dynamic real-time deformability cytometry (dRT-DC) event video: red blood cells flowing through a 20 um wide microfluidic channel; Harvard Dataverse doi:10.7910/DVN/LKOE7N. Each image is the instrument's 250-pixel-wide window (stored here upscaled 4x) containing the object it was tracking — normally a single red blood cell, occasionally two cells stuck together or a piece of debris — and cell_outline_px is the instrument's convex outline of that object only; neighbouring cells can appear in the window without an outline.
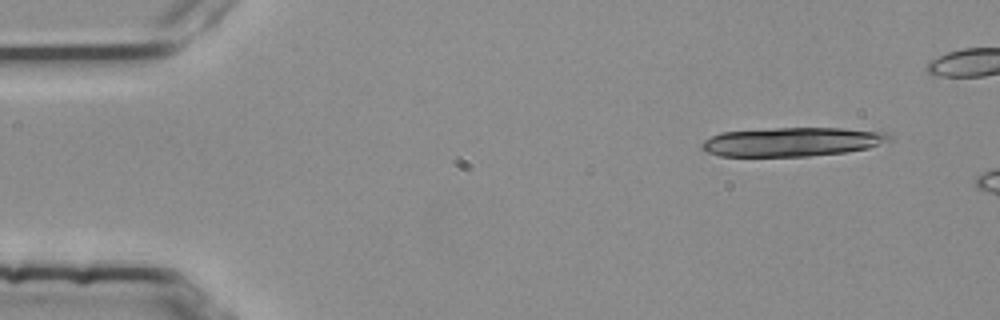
{"species": "common noctule bat (a hibernating species)", "species_latin": "Nyctalus noctula", "temperature_condition": "room temperature", "stored_images_in_passage": 3, "camera_frame_rate_fps": 3000, "um_per_image_px": 0.085, "animal": {"sex": "female", "body_mass_g": 25.1}, "frame": {"image": 1, "passage_image": 1, "time_ms": 0.0, "image_size_px": [1000, 320], "cell_outline_px": [[888, 140], [868, 148], [844, 152], [808, 156], [720, 156], [708, 152], [700, 148], [700, 144], [704, 140], [720, 132], [776, 128], [840, 128], [888, 132]], "centroid_in_image_um": [67.27, 12.05], "position_along_channel_um": 17.7, "area_um2": 31.39}}